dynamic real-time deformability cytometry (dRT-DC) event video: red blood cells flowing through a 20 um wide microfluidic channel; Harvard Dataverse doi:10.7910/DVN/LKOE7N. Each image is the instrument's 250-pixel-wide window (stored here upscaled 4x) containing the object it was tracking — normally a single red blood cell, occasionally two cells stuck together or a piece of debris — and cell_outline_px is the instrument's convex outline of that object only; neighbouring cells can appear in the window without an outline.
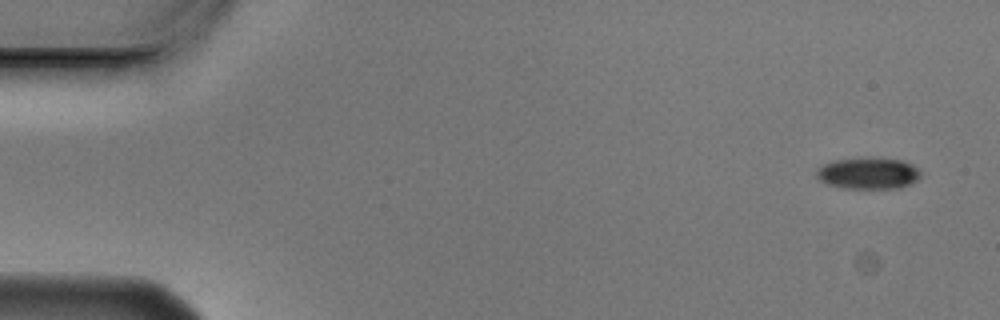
{"species": "Egyptian fruit bat (a non-hibernating species)", "species_latin": "Rousettus aegyptiacus", "temperature_condition": "cold", "stored_images_in_passage": 7, "camera_frame_rate_fps": 3000, "um_per_image_px": 0.085, "animal": {"sex": "male"}, "frame": {"image": 1, "passage_image": 1, "time_ms": 0.0, "image_size_px": [1000, 320], "cell_outline_px": [[920, 176], [916, 180], [900, 188], [844, 188], [828, 184], [820, 180], [816, 176], [816, 168], [832, 160], [872, 156], [880, 156], [904, 160], [920, 168]], "centroid_in_image_um": [73.81, 14.68], "position_along_channel_um": 11.2, "area_um2": 19.65}}
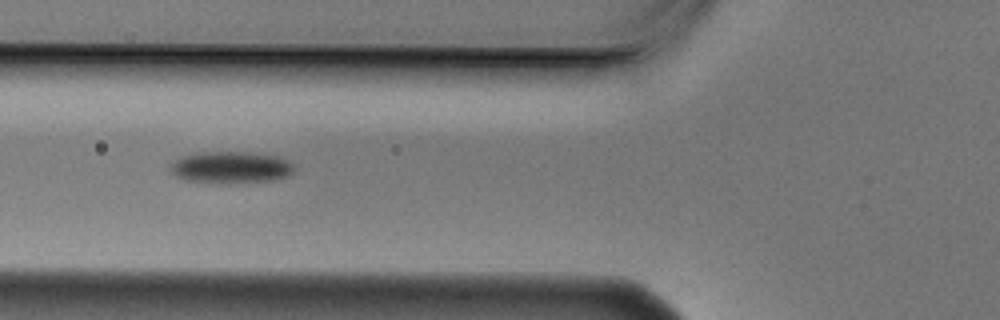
{"frame": {"image": 2, "passage_image": 6, "time_ms": 1.667, "image_size_px": [1000, 320], "cell_outline_px": [[296, 168], [288, 176], [272, 180], [228, 184], [188, 180], [176, 176], [172, 172], [168, 164], [180, 156], [196, 152], [248, 152], [280, 156], [288, 160]], "centroid_in_image_um": [19.62, 14.22], "position_along_channel_um": 106.2, "area_um2": 23.29}}
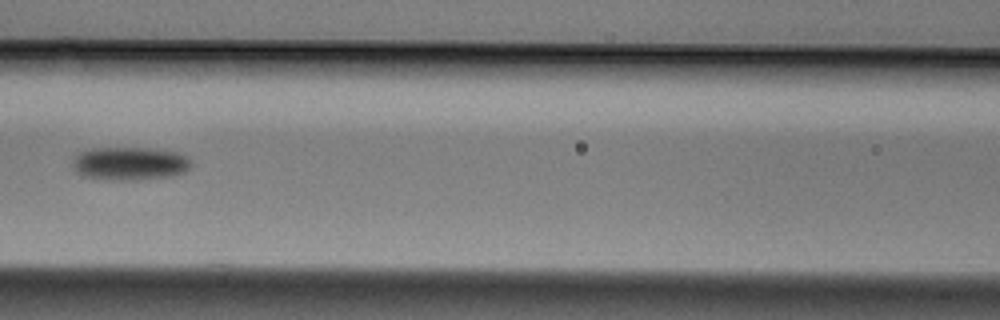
{"frame": {"image": 3, "passage_image": 7, "time_ms": 2.0, "image_size_px": [1000, 320], "cell_outline_px": [[192, 164], [184, 172], [172, 176], [140, 180], [112, 180], [84, 176], [76, 172], [72, 168], [72, 160], [80, 152], [92, 148], [156, 148], [180, 152], [188, 156], [192, 160]], "centroid_in_image_um": [11.07, 13.89], "position_along_channel_um": 155.5, "area_um2": 23.41}}